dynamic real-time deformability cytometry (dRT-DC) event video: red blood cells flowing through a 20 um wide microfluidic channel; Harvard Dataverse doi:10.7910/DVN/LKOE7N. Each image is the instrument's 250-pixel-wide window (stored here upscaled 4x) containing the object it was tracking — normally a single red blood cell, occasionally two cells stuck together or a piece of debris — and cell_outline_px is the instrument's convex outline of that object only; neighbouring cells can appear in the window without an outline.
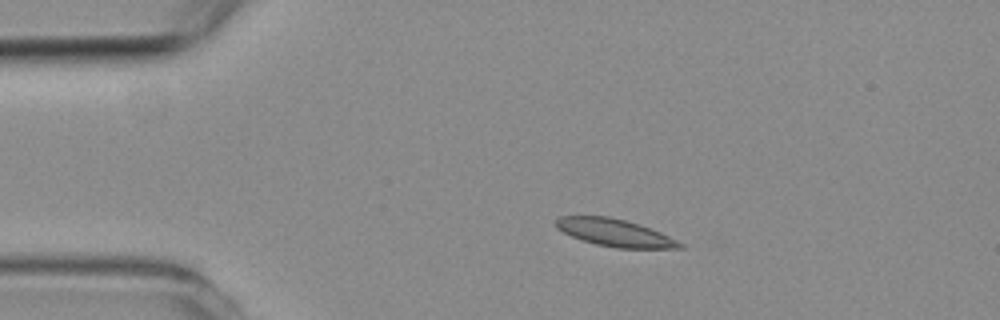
{"species": "common noctule bat (a hibernating species)", "species_latin": "Nyctalus noctula", "temperature_condition": "room temperature", "stored_images_in_passage": 3, "camera_frame_rate_fps": 3000, "um_per_image_px": 0.085, "animal": {"sex": "female", "body_mass_g": 19.3, "forearm_length_mm": 54.1}, "frame": {"image": 1, "passage_image": 2, "time_ms": 1.0, "image_size_px": [1000, 320], "cell_outline_px": [[684, 248], [616, 248], [596, 244], [572, 236], [556, 228], [556, 220], [560, 216], [608, 216], [640, 224], [660, 232], [684, 244]], "centroid_in_image_um": [52.27, 19.78], "position_along_channel_um": 32.7, "area_um2": 19.54}}